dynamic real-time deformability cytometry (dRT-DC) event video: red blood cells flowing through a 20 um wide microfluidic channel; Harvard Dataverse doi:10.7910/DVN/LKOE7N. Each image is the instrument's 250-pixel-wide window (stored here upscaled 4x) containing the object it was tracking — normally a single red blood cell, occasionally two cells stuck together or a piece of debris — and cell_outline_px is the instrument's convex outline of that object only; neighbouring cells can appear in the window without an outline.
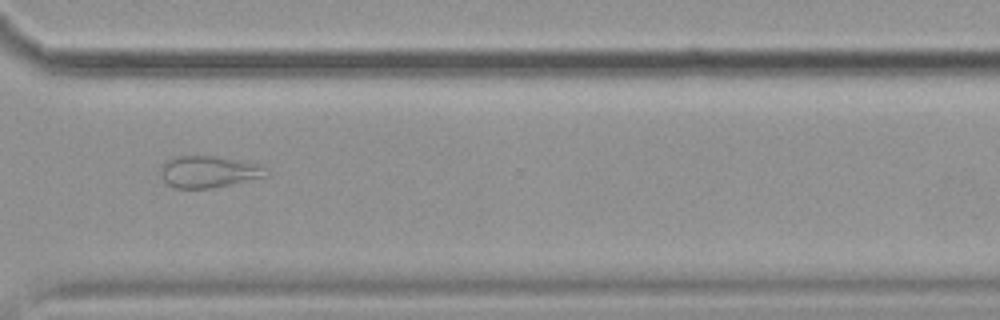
{"species": "common noctule bat (a hibernating species)", "species_latin": "Nyctalus noctula", "temperature_condition": "cold", "stored_images_in_passage": 16, "camera_frame_rate_fps": 3000, "um_per_image_px": 0.085, "animal": {"sex": "female", "body_mass_g": 19.9}, "frame": {"image": 1, "passage_image": 12, "time_ms": 14.333, "image_size_px": [1000, 320], "cell_outline_px": [[268, 176], [212, 188], [176, 188], [168, 184], [160, 176], [160, 164], [172, 156], [212, 156], [252, 164], [260, 168]], "centroid_in_image_um": [17.56, 14.61], "position_along_channel_um": 353.0, "area_um2": 18.96}}
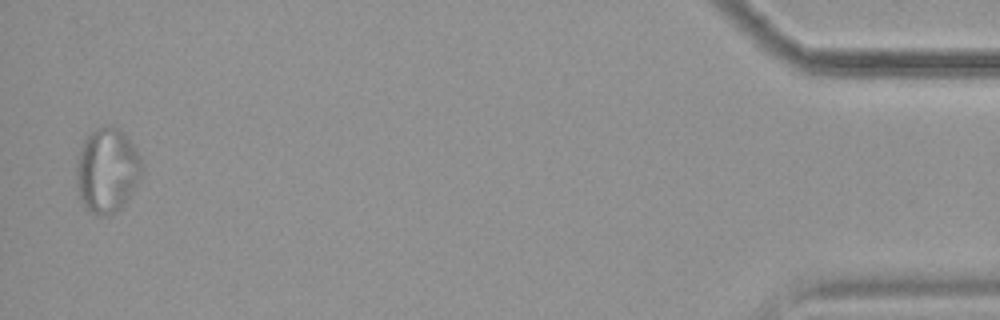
{"frame": {"image": 2, "passage_image": 16, "time_ms": 18.667, "image_size_px": [1000, 320], "cell_outline_px": [[140, 176], [128, 200], [120, 208], [104, 216], [100, 216], [92, 212], [80, 200], [76, 184], [76, 168], [80, 148], [84, 140], [96, 128], [104, 124], [112, 124], [120, 128], [124, 132], [136, 148], [140, 156]], "centroid_in_image_um": [9.09, 14.43], "position_along_channel_um": 426.1, "area_um2": 32.25}, "authors_computed_cell_mechanics": {"area_um2": 22.4842, "velocity_mm_per_s": 3.5477, "shape_relaxation_time_tau1_ms": null, "shape_relaxation_time_tau2_ms": 2.637, "deformation_change_tau1": null, "deformation_change_tau2": 0.0753}}